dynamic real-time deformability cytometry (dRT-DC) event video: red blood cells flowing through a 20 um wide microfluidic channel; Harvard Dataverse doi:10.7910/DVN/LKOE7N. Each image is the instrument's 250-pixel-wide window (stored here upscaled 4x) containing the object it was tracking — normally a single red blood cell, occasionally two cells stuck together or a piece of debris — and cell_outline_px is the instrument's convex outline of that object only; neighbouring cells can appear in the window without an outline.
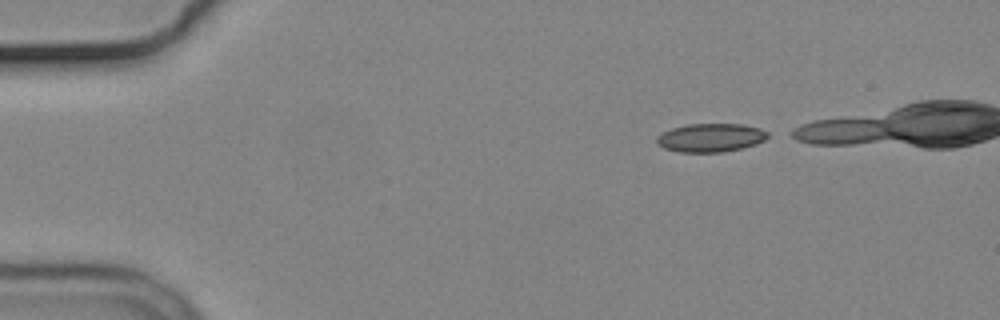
{"species": "common noctule bat (a hibernating species)", "species_latin": "Nyctalus noctula", "temperature_condition": "cold", "stored_images_in_passage": 34, "camera_frame_rate_fps": 3000, "um_per_image_px": 0.085, "animal": {"sex": "male", "body_mass_g": 19.2, "forearm_length_mm": 51.8}, "frame": {"image": 1, "passage_image": 1, "time_ms": 0.0, "image_size_px": [1000, 320], "cell_outline_px": [[768, 136], [764, 140], [756, 144], [724, 152], [680, 152], [664, 148], [656, 144], [656, 136], [672, 128], [688, 124], [744, 124], [760, 128], [768, 132]], "centroid_in_image_um": [60.4, 11.7], "position_along_channel_um": 24.6, "area_um2": 18.44}}
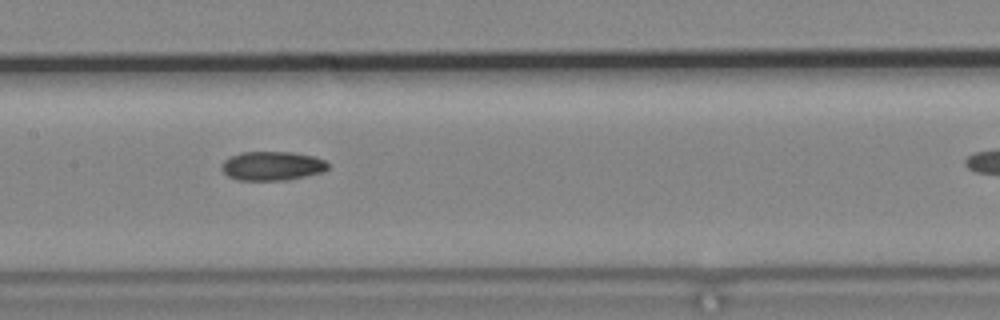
{"frame": {"image": 2, "passage_image": 20, "time_ms": 6.333, "image_size_px": [1000, 320], "cell_outline_px": [[328, 168], [320, 172], [304, 176], [284, 180], [236, 180], [228, 176], [220, 168], [220, 164], [224, 160], [240, 152], [292, 152], [312, 156], [324, 160], [328, 164]], "centroid_in_image_um": [23.07, 14.1], "position_along_channel_um": 184.3, "area_um2": 17.86}}
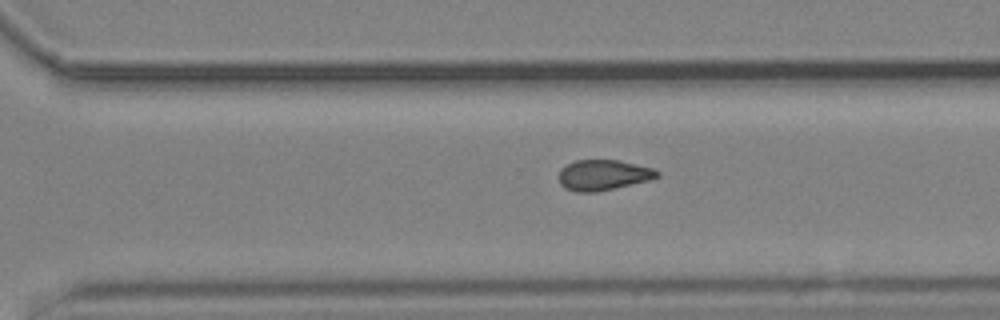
{"frame": {"image": 3, "passage_image": 31, "time_ms": 10.0, "image_size_px": [1000, 320], "cell_outline_px": [[660, 176], [652, 180], [596, 192], [576, 192], [564, 188], [560, 184], [560, 168], [576, 160], [620, 160], [652, 168], [660, 172]], "centroid_in_image_um": [51.3, 14.88], "position_along_channel_um": 319.3, "area_um2": 17.57}}